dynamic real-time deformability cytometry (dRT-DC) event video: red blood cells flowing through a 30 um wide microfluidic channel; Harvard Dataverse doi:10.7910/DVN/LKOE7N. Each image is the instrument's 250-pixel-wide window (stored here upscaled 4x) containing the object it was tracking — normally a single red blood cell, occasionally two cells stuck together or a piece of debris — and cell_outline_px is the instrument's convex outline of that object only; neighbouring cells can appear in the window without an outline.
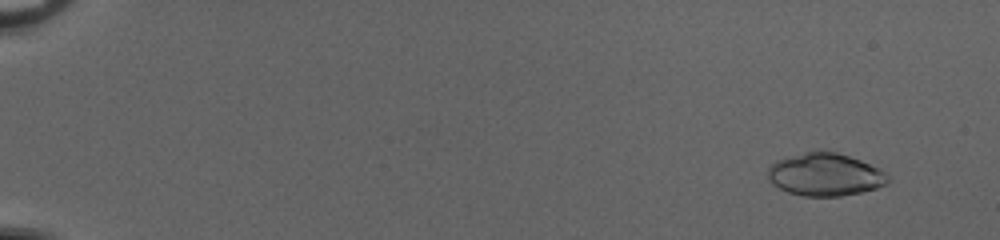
{"species": "common noctule bat (a hibernating species)", "species_latin": "Nyctalus noctula", "temperature_condition": "cold", "stored_images_in_passage": 54, "camera_frame_rate_fps": 3000, "um_per_image_px": 0.085, "animal": {"sex": "female", "body_mass_g": 20.0, "forearm_length_mm": 54.0}, "frame": {"image": 1, "passage_image": 5, "time_ms": 1.333, "image_size_px": [1000, 240], "cell_outline_px": [[892, 180], [888, 184], [876, 188], [860, 192], [840, 196], [804, 196], [788, 192], [772, 184], [768, 180], [768, 168], [776, 160], [804, 152], [836, 152], [860, 160], [884, 172]], "centroid_in_image_um": [70.12, 14.85], "position_along_channel_um": 14.9, "area_um2": 29.59}}
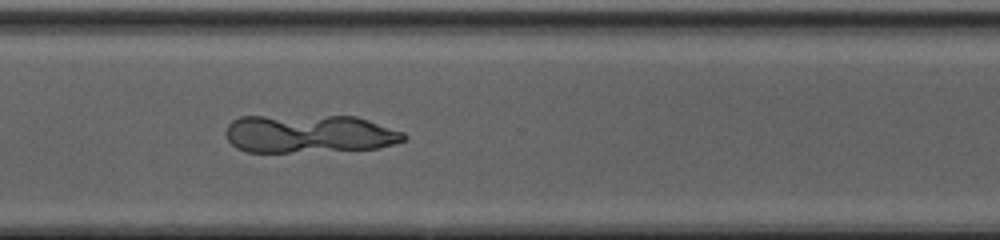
{"frame": {"image": 2, "passage_image": 42, "time_ms": 13.667, "image_size_px": [1000, 240], "cell_outline_px": [[408, 136], [404, 140], [392, 144], [376, 148], [288, 152], [248, 152], [236, 148], [228, 140], [224, 132], [228, 124], [232, 120], [240, 116], [356, 116], [404, 132]], "centroid_in_image_um": [26.23, 11.36], "position_along_channel_um": 344.4, "area_um2": 39.59}}
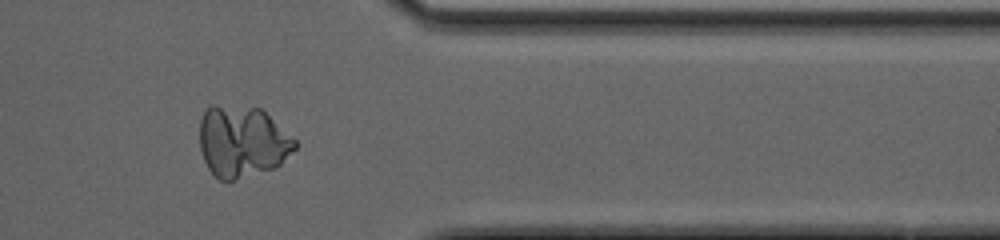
{"frame": {"image": 3, "passage_image": 46, "time_ms": 15.0, "image_size_px": [1000, 240], "cell_outline_px": [[300, 144], [280, 164], [272, 168], [232, 180], [220, 180], [208, 168], [204, 160], [200, 148], [200, 120], [204, 112], [212, 104], [216, 104], [260, 108], [296, 140]], "centroid_in_image_um": [20.58, 12.01], "position_along_channel_um": 390.8, "area_um2": 39.36}}